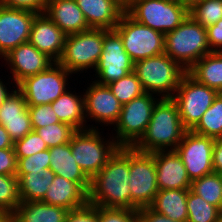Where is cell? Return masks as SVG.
<instances>
[{
    "label": "cell",
    "mask_w": 222,
    "mask_h": 222,
    "mask_svg": "<svg viewBox=\"0 0 222 222\" xmlns=\"http://www.w3.org/2000/svg\"><path fill=\"white\" fill-rule=\"evenodd\" d=\"M129 147H120L91 179L88 202L107 208L131 209Z\"/></svg>",
    "instance_id": "cell-1"
},
{
    "label": "cell",
    "mask_w": 222,
    "mask_h": 222,
    "mask_svg": "<svg viewBox=\"0 0 222 222\" xmlns=\"http://www.w3.org/2000/svg\"><path fill=\"white\" fill-rule=\"evenodd\" d=\"M187 131L175 101L172 98H160L153 108L144 135L133 147L149 153L175 150Z\"/></svg>",
    "instance_id": "cell-2"
},
{
    "label": "cell",
    "mask_w": 222,
    "mask_h": 222,
    "mask_svg": "<svg viewBox=\"0 0 222 222\" xmlns=\"http://www.w3.org/2000/svg\"><path fill=\"white\" fill-rule=\"evenodd\" d=\"M106 133L102 129L77 130L69 142L74 160L90 179L120 148L109 130Z\"/></svg>",
    "instance_id": "cell-3"
},
{
    "label": "cell",
    "mask_w": 222,
    "mask_h": 222,
    "mask_svg": "<svg viewBox=\"0 0 222 222\" xmlns=\"http://www.w3.org/2000/svg\"><path fill=\"white\" fill-rule=\"evenodd\" d=\"M164 53L188 71L211 53L206 27L189 15L177 28L165 34Z\"/></svg>",
    "instance_id": "cell-4"
},
{
    "label": "cell",
    "mask_w": 222,
    "mask_h": 222,
    "mask_svg": "<svg viewBox=\"0 0 222 222\" xmlns=\"http://www.w3.org/2000/svg\"><path fill=\"white\" fill-rule=\"evenodd\" d=\"M133 72L146 93L172 98L187 71L165 53L134 63Z\"/></svg>",
    "instance_id": "cell-5"
},
{
    "label": "cell",
    "mask_w": 222,
    "mask_h": 222,
    "mask_svg": "<svg viewBox=\"0 0 222 222\" xmlns=\"http://www.w3.org/2000/svg\"><path fill=\"white\" fill-rule=\"evenodd\" d=\"M103 50V29L90 28L77 34L66 36L64 50L61 58L57 61L67 71L77 79L82 74V78H87L89 73H93L101 58ZM79 74V75H78ZM86 76V77H85Z\"/></svg>",
    "instance_id": "cell-6"
},
{
    "label": "cell",
    "mask_w": 222,
    "mask_h": 222,
    "mask_svg": "<svg viewBox=\"0 0 222 222\" xmlns=\"http://www.w3.org/2000/svg\"><path fill=\"white\" fill-rule=\"evenodd\" d=\"M125 11L137 22L164 35L189 16V9L179 0H128Z\"/></svg>",
    "instance_id": "cell-7"
},
{
    "label": "cell",
    "mask_w": 222,
    "mask_h": 222,
    "mask_svg": "<svg viewBox=\"0 0 222 222\" xmlns=\"http://www.w3.org/2000/svg\"><path fill=\"white\" fill-rule=\"evenodd\" d=\"M75 80L79 79L55 62L47 70L26 77L17 88L23 93L28 106L51 104L70 89Z\"/></svg>",
    "instance_id": "cell-8"
},
{
    "label": "cell",
    "mask_w": 222,
    "mask_h": 222,
    "mask_svg": "<svg viewBox=\"0 0 222 222\" xmlns=\"http://www.w3.org/2000/svg\"><path fill=\"white\" fill-rule=\"evenodd\" d=\"M159 96L144 93L122 105L119 120L111 128V135L120 147H133L144 135Z\"/></svg>",
    "instance_id": "cell-9"
},
{
    "label": "cell",
    "mask_w": 222,
    "mask_h": 222,
    "mask_svg": "<svg viewBox=\"0 0 222 222\" xmlns=\"http://www.w3.org/2000/svg\"><path fill=\"white\" fill-rule=\"evenodd\" d=\"M129 170L131 210L150 207L159 191L153 153L129 147Z\"/></svg>",
    "instance_id": "cell-10"
},
{
    "label": "cell",
    "mask_w": 222,
    "mask_h": 222,
    "mask_svg": "<svg viewBox=\"0 0 222 222\" xmlns=\"http://www.w3.org/2000/svg\"><path fill=\"white\" fill-rule=\"evenodd\" d=\"M114 29L133 63L164 53L165 35L137 22L126 11Z\"/></svg>",
    "instance_id": "cell-11"
},
{
    "label": "cell",
    "mask_w": 222,
    "mask_h": 222,
    "mask_svg": "<svg viewBox=\"0 0 222 222\" xmlns=\"http://www.w3.org/2000/svg\"><path fill=\"white\" fill-rule=\"evenodd\" d=\"M85 79V81L88 80L83 88L87 129L111 130V127L113 128L119 120L122 104L107 85L99 84L93 79ZM92 122L93 124H91Z\"/></svg>",
    "instance_id": "cell-12"
},
{
    "label": "cell",
    "mask_w": 222,
    "mask_h": 222,
    "mask_svg": "<svg viewBox=\"0 0 222 222\" xmlns=\"http://www.w3.org/2000/svg\"><path fill=\"white\" fill-rule=\"evenodd\" d=\"M215 89L197 82L186 73L172 99L177 104L183 126L191 131L218 96Z\"/></svg>",
    "instance_id": "cell-13"
},
{
    "label": "cell",
    "mask_w": 222,
    "mask_h": 222,
    "mask_svg": "<svg viewBox=\"0 0 222 222\" xmlns=\"http://www.w3.org/2000/svg\"><path fill=\"white\" fill-rule=\"evenodd\" d=\"M134 63L124 49L121 36L115 29H103V50L93 75L99 84L108 85L133 72ZM92 76V77H91Z\"/></svg>",
    "instance_id": "cell-14"
},
{
    "label": "cell",
    "mask_w": 222,
    "mask_h": 222,
    "mask_svg": "<svg viewBox=\"0 0 222 222\" xmlns=\"http://www.w3.org/2000/svg\"><path fill=\"white\" fill-rule=\"evenodd\" d=\"M215 139L187 131L175 151L181 157L191 181L213 173Z\"/></svg>",
    "instance_id": "cell-15"
},
{
    "label": "cell",
    "mask_w": 222,
    "mask_h": 222,
    "mask_svg": "<svg viewBox=\"0 0 222 222\" xmlns=\"http://www.w3.org/2000/svg\"><path fill=\"white\" fill-rule=\"evenodd\" d=\"M2 59L0 67L6 69H1L0 72L6 70L16 86L26 77L45 71L55 63L46 53L39 51L29 42L17 46Z\"/></svg>",
    "instance_id": "cell-16"
},
{
    "label": "cell",
    "mask_w": 222,
    "mask_h": 222,
    "mask_svg": "<svg viewBox=\"0 0 222 222\" xmlns=\"http://www.w3.org/2000/svg\"><path fill=\"white\" fill-rule=\"evenodd\" d=\"M37 13L0 5V59L29 40L31 25ZM1 63V62H0Z\"/></svg>",
    "instance_id": "cell-17"
},
{
    "label": "cell",
    "mask_w": 222,
    "mask_h": 222,
    "mask_svg": "<svg viewBox=\"0 0 222 222\" xmlns=\"http://www.w3.org/2000/svg\"><path fill=\"white\" fill-rule=\"evenodd\" d=\"M66 34L45 14L34 17L28 42L57 62L63 53Z\"/></svg>",
    "instance_id": "cell-18"
},
{
    "label": "cell",
    "mask_w": 222,
    "mask_h": 222,
    "mask_svg": "<svg viewBox=\"0 0 222 222\" xmlns=\"http://www.w3.org/2000/svg\"><path fill=\"white\" fill-rule=\"evenodd\" d=\"M156 165L158 190L191 189L187 170L175 150L153 152Z\"/></svg>",
    "instance_id": "cell-19"
},
{
    "label": "cell",
    "mask_w": 222,
    "mask_h": 222,
    "mask_svg": "<svg viewBox=\"0 0 222 222\" xmlns=\"http://www.w3.org/2000/svg\"><path fill=\"white\" fill-rule=\"evenodd\" d=\"M90 28L111 30L125 12L122 0H75Z\"/></svg>",
    "instance_id": "cell-20"
},
{
    "label": "cell",
    "mask_w": 222,
    "mask_h": 222,
    "mask_svg": "<svg viewBox=\"0 0 222 222\" xmlns=\"http://www.w3.org/2000/svg\"><path fill=\"white\" fill-rule=\"evenodd\" d=\"M44 13L66 35L90 29L75 0H47Z\"/></svg>",
    "instance_id": "cell-21"
},
{
    "label": "cell",
    "mask_w": 222,
    "mask_h": 222,
    "mask_svg": "<svg viewBox=\"0 0 222 222\" xmlns=\"http://www.w3.org/2000/svg\"><path fill=\"white\" fill-rule=\"evenodd\" d=\"M50 170L55 175L76 182L87 194L91 187V179L82 171L74 160L70 143L49 148Z\"/></svg>",
    "instance_id": "cell-22"
},
{
    "label": "cell",
    "mask_w": 222,
    "mask_h": 222,
    "mask_svg": "<svg viewBox=\"0 0 222 222\" xmlns=\"http://www.w3.org/2000/svg\"><path fill=\"white\" fill-rule=\"evenodd\" d=\"M76 84H78V80L50 105L60 122L67 123L76 130H85L87 123L84 114V95L83 90L76 88ZM76 89L80 92L76 93Z\"/></svg>",
    "instance_id": "cell-23"
},
{
    "label": "cell",
    "mask_w": 222,
    "mask_h": 222,
    "mask_svg": "<svg viewBox=\"0 0 222 222\" xmlns=\"http://www.w3.org/2000/svg\"><path fill=\"white\" fill-rule=\"evenodd\" d=\"M41 202L73 210L88 202V194L76 182L55 175Z\"/></svg>",
    "instance_id": "cell-24"
},
{
    "label": "cell",
    "mask_w": 222,
    "mask_h": 222,
    "mask_svg": "<svg viewBox=\"0 0 222 222\" xmlns=\"http://www.w3.org/2000/svg\"><path fill=\"white\" fill-rule=\"evenodd\" d=\"M69 211L41 201L21 202L11 214V222H65Z\"/></svg>",
    "instance_id": "cell-25"
},
{
    "label": "cell",
    "mask_w": 222,
    "mask_h": 222,
    "mask_svg": "<svg viewBox=\"0 0 222 222\" xmlns=\"http://www.w3.org/2000/svg\"><path fill=\"white\" fill-rule=\"evenodd\" d=\"M187 194L182 189L159 190L150 208L176 222H187Z\"/></svg>",
    "instance_id": "cell-26"
},
{
    "label": "cell",
    "mask_w": 222,
    "mask_h": 222,
    "mask_svg": "<svg viewBox=\"0 0 222 222\" xmlns=\"http://www.w3.org/2000/svg\"><path fill=\"white\" fill-rule=\"evenodd\" d=\"M187 73L197 82L222 91V52H211L198 60Z\"/></svg>",
    "instance_id": "cell-27"
},
{
    "label": "cell",
    "mask_w": 222,
    "mask_h": 222,
    "mask_svg": "<svg viewBox=\"0 0 222 222\" xmlns=\"http://www.w3.org/2000/svg\"><path fill=\"white\" fill-rule=\"evenodd\" d=\"M16 177L21 202L42 201L54 180L55 173L50 169H42L29 174H16Z\"/></svg>",
    "instance_id": "cell-28"
},
{
    "label": "cell",
    "mask_w": 222,
    "mask_h": 222,
    "mask_svg": "<svg viewBox=\"0 0 222 222\" xmlns=\"http://www.w3.org/2000/svg\"><path fill=\"white\" fill-rule=\"evenodd\" d=\"M191 190L222 211V174L213 172L193 180Z\"/></svg>",
    "instance_id": "cell-29"
},
{
    "label": "cell",
    "mask_w": 222,
    "mask_h": 222,
    "mask_svg": "<svg viewBox=\"0 0 222 222\" xmlns=\"http://www.w3.org/2000/svg\"><path fill=\"white\" fill-rule=\"evenodd\" d=\"M191 131L213 139L222 138V97L219 94Z\"/></svg>",
    "instance_id": "cell-30"
},
{
    "label": "cell",
    "mask_w": 222,
    "mask_h": 222,
    "mask_svg": "<svg viewBox=\"0 0 222 222\" xmlns=\"http://www.w3.org/2000/svg\"><path fill=\"white\" fill-rule=\"evenodd\" d=\"M187 209V222H217L222 213L218 207L209 204L191 189L187 194Z\"/></svg>",
    "instance_id": "cell-31"
},
{
    "label": "cell",
    "mask_w": 222,
    "mask_h": 222,
    "mask_svg": "<svg viewBox=\"0 0 222 222\" xmlns=\"http://www.w3.org/2000/svg\"><path fill=\"white\" fill-rule=\"evenodd\" d=\"M31 120L23 93L16 87L0 107V124L3 121Z\"/></svg>",
    "instance_id": "cell-32"
},
{
    "label": "cell",
    "mask_w": 222,
    "mask_h": 222,
    "mask_svg": "<svg viewBox=\"0 0 222 222\" xmlns=\"http://www.w3.org/2000/svg\"><path fill=\"white\" fill-rule=\"evenodd\" d=\"M107 86L122 105L146 93L134 72Z\"/></svg>",
    "instance_id": "cell-33"
},
{
    "label": "cell",
    "mask_w": 222,
    "mask_h": 222,
    "mask_svg": "<svg viewBox=\"0 0 222 222\" xmlns=\"http://www.w3.org/2000/svg\"><path fill=\"white\" fill-rule=\"evenodd\" d=\"M20 203L16 175H0V212L11 215Z\"/></svg>",
    "instance_id": "cell-34"
},
{
    "label": "cell",
    "mask_w": 222,
    "mask_h": 222,
    "mask_svg": "<svg viewBox=\"0 0 222 222\" xmlns=\"http://www.w3.org/2000/svg\"><path fill=\"white\" fill-rule=\"evenodd\" d=\"M189 15L203 27L222 19V0H204L189 9Z\"/></svg>",
    "instance_id": "cell-35"
},
{
    "label": "cell",
    "mask_w": 222,
    "mask_h": 222,
    "mask_svg": "<svg viewBox=\"0 0 222 222\" xmlns=\"http://www.w3.org/2000/svg\"><path fill=\"white\" fill-rule=\"evenodd\" d=\"M45 142L48 148L69 143L77 131L67 123L59 122L34 130Z\"/></svg>",
    "instance_id": "cell-36"
},
{
    "label": "cell",
    "mask_w": 222,
    "mask_h": 222,
    "mask_svg": "<svg viewBox=\"0 0 222 222\" xmlns=\"http://www.w3.org/2000/svg\"><path fill=\"white\" fill-rule=\"evenodd\" d=\"M14 152L17 158H25L49 149L35 131H31L24 138L14 141Z\"/></svg>",
    "instance_id": "cell-37"
},
{
    "label": "cell",
    "mask_w": 222,
    "mask_h": 222,
    "mask_svg": "<svg viewBox=\"0 0 222 222\" xmlns=\"http://www.w3.org/2000/svg\"><path fill=\"white\" fill-rule=\"evenodd\" d=\"M17 173L16 174H29L33 171H42V169L50 168V155L49 149L38 152L25 158H17Z\"/></svg>",
    "instance_id": "cell-38"
},
{
    "label": "cell",
    "mask_w": 222,
    "mask_h": 222,
    "mask_svg": "<svg viewBox=\"0 0 222 222\" xmlns=\"http://www.w3.org/2000/svg\"><path fill=\"white\" fill-rule=\"evenodd\" d=\"M28 111L33 131L60 122L50 104L28 106Z\"/></svg>",
    "instance_id": "cell-39"
},
{
    "label": "cell",
    "mask_w": 222,
    "mask_h": 222,
    "mask_svg": "<svg viewBox=\"0 0 222 222\" xmlns=\"http://www.w3.org/2000/svg\"><path fill=\"white\" fill-rule=\"evenodd\" d=\"M137 210L98 206V222H131Z\"/></svg>",
    "instance_id": "cell-40"
},
{
    "label": "cell",
    "mask_w": 222,
    "mask_h": 222,
    "mask_svg": "<svg viewBox=\"0 0 222 222\" xmlns=\"http://www.w3.org/2000/svg\"><path fill=\"white\" fill-rule=\"evenodd\" d=\"M65 222H98V206L89 202L70 210Z\"/></svg>",
    "instance_id": "cell-41"
},
{
    "label": "cell",
    "mask_w": 222,
    "mask_h": 222,
    "mask_svg": "<svg viewBox=\"0 0 222 222\" xmlns=\"http://www.w3.org/2000/svg\"><path fill=\"white\" fill-rule=\"evenodd\" d=\"M1 125L8 132L13 142L24 138L28 133L33 131L31 120L3 121Z\"/></svg>",
    "instance_id": "cell-42"
},
{
    "label": "cell",
    "mask_w": 222,
    "mask_h": 222,
    "mask_svg": "<svg viewBox=\"0 0 222 222\" xmlns=\"http://www.w3.org/2000/svg\"><path fill=\"white\" fill-rule=\"evenodd\" d=\"M47 0H0V5L24 9L35 12L37 14L44 13Z\"/></svg>",
    "instance_id": "cell-43"
},
{
    "label": "cell",
    "mask_w": 222,
    "mask_h": 222,
    "mask_svg": "<svg viewBox=\"0 0 222 222\" xmlns=\"http://www.w3.org/2000/svg\"><path fill=\"white\" fill-rule=\"evenodd\" d=\"M17 164L14 148L0 149V175H16Z\"/></svg>",
    "instance_id": "cell-44"
},
{
    "label": "cell",
    "mask_w": 222,
    "mask_h": 222,
    "mask_svg": "<svg viewBox=\"0 0 222 222\" xmlns=\"http://www.w3.org/2000/svg\"><path fill=\"white\" fill-rule=\"evenodd\" d=\"M206 29L211 52H222V19Z\"/></svg>",
    "instance_id": "cell-45"
},
{
    "label": "cell",
    "mask_w": 222,
    "mask_h": 222,
    "mask_svg": "<svg viewBox=\"0 0 222 222\" xmlns=\"http://www.w3.org/2000/svg\"><path fill=\"white\" fill-rule=\"evenodd\" d=\"M5 74H2L4 73ZM1 72L0 76V107L3 104V101L10 95V93L17 87L13 80L6 75V71ZM4 75V76H3ZM3 77V78H2ZM8 78V79H6ZM4 79V80H3ZM12 85V86H11Z\"/></svg>",
    "instance_id": "cell-46"
},
{
    "label": "cell",
    "mask_w": 222,
    "mask_h": 222,
    "mask_svg": "<svg viewBox=\"0 0 222 222\" xmlns=\"http://www.w3.org/2000/svg\"><path fill=\"white\" fill-rule=\"evenodd\" d=\"M138 214L146 222H176L167 216L161 215L153 211L150 207H145L138 210Z\"/></svg>",
    "instance_id": "cell-47"
},
{
    "label": "cell",
    "mask_w": 222,
    "mask_h": 222,
    "mask_svg": "<svg viewBox=\"0 0 222 222\" xmlns=\"http://www.w3.org/2000/svg\"><path fill=\"white\" fill-rule=\"evenodd\" d=\"M213 171L222 174V138L215 139L214 141Z\"/></svg>",
    "instance_id": "cell-48"
},
{
    "label": "cell",
    "mask_w": 222,
    "mask_h": 222,
    "mask_svg": "<svg viewBox=\"0 0 222 222\" xmlns=\"http://www.w3.org/2000/svg\"><path fill=\"white\" fill-rule=\"evenodd\" d=\"M13 140L10 138L8 132L0 124V149L13 148Z\"/></svg>",
    "instance_id": "cell-49"
},
{
    "label": "cell",
    "mask_w": 222,
    "mask_h": 222,
    "mask_svg": "<svg viewBox=\"0 0 222 222\" xmlns=\"http://www.w3.org/2000/svg\"><path fill=\"white\" fill-rule=\"evenodd\" d=\"M188 9L192 8L196 3L204 0H179Z\"/></svg>",
    "instance_id": "cell-50"
},
{
    "label": "cell",
    "mask_w": 222,
    "mask_h": 222,
    "mask_svg": "<svg viewBox=\"0 0 222 222\" xmlns=\"http://www.w3.org/2000/svg\"><path fill=\"white\" fill-rule=\"evenodd\" d=\"M0 222H11V215L0 212Z\"/></svg>",
    "instance_id": "cell-51"
},
{
    "label": "cell",
    "mask_w": 222,
    "mask_h": 222,
    "mask_svg": "<svg viewBox=\"0 0 222 222\" xmlns=\"http://www.w3.org/2000/svg\"><path fill=\"white\" fill-rule=\"evenodd\" d=\"M131 222H146L138 213L133 217Z\"/></svg>",
    "instance_id": "cell-52"
},
{
    "label": "cell",
    "mask_w": 222,
    "mask_h": 222,
    "mask_svg": "<svg viewBox=\"0 0 222 222\" xmlns=\"http://www.w3.org/2000/svg\"><path fill=\"white\" fill-rule=\"evenodd\" d=\"M217 222H222V213L220 214L219 218L217 219Z\"/></svg>",
    "instance_id": "cell-53"
}]
</instances>
